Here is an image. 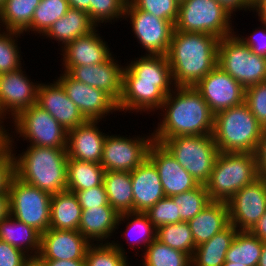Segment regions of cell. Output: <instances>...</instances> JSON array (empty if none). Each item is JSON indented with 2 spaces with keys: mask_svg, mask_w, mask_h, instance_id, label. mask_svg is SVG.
Here are the masks:
<instances>
[{
  "mask_svg": "<svg viewBox=\"0 0 266 266\" xmlns=\"http://www.w3.org/2000/svg\"><path fill=\"white\" fill-rule=\"evenodd\" d=\"M115 57L111 56L103 63L65 67L66 72L71 78L102 90L108 94L117 104L122 97L123 70L122 66Z\"/></svg>",
  "mask_w": 266,
  "mask_h": 266,
  "instance_id": "18",
  "label": "cell"
},
{
  "mask_svg": "<svg viewBox=\"0 0 266 266\" xmlns=\"http://www.w3.org/2000/svg\"><path fill=\"white\" fill-rule=\"evenodd\" d=\"M5 2H6V0H0V10L4 6Z\"/></svg>",
  "mask_w": 266,
  "mask_h": 266,
  "instance_id": "61",
  "label": "cell"
},
{
  "mask_svg": "<svg viewBox=\"0 0 266 266\" xmlns=\"http://www.w3.org/2000/svg\"><path fill=\"white\" fill-rule=\"evenodd\" d=\"M237 232L238 230L230 224L209 241L198 245L191 256V266H222Z\"/></svg>",
  "mask_w": 266,
  "mask_h": 266,
  "instance_id": "30",
  "label": "cell"
},
{
  "mask_svg": "<svg viewBox=\"0 0 266 266\" xmlns=\"http://www.w3.org/2000/svg\"><path fill=\"white\" fill-rule=\"evenodd\" d=\"M145 214L156 229L163 225L183 222L171 197L165 196L154 206L150 207Z\"/></svg>",
  "mask_w": 266,
  "mask_h": 266,
  "instance_id": "43",
  "label": "cell"
},
{
  "mask_svg": "<svg viewBox=\"0 0 266 266\" xmlns=\"http://www.w3.org/2000/svg\"><path fill=\"white\" fill-rule=\"evenodd\" d=\"M50 212V228L78 231L82 207L74 192L66 190L52 194Z\"/></svg>",
  "mask_w": 266,
  "mask_h": 266,
  "instance_id": "29",
  "label": "cell"
},
{
  "mask_svg": "<svg viewBox=\"0 0 266 266\" xmlns=\"http://www.w3.org/2000/svg\"><path fill=\"white\" fill-rule=\"evenodd\" d=\"M9 215V196L0 194V220Z\"/></svg>",
  "mask_w": 266,
  "mask_h": 266,
  "instance_id": "57",
  "label": "cell"
},
{
  "mask_svg": "<svg viewBox=\"0 0 266 266\" xmlns=\"http://www.w3.org/2000/svg\"><path fill=\"white\" fill-rule=\"evenodd\" d=\"M37 105L49 112L67 131L86 121L57 80L48 84L39 83Z\"/></svg>",
  "mask_w": 266,
  "mask_h": 266,
  "instance_id": "21",
  "label": "cell"
},
{
  "mask_svg": "<svg viewBox=\"0 0 266 266\" xmlns=\"http://www.w3.org/2000/svg\"><path fill=\"white\" fill-rule=\"evenodd\" d=\"M97 25L91 20L86 11L70 8L66 14L58 19L43 35L58 41L63 48L69 42L85 36L96 29Z\"/></svg>",
  "mask_w": 266,
  "mask_h": 266,
  "instance_id": "27",
  "label": "cell"
},
{
  "mask_svg": "<svg viewBox=\"0 0 266 266\" xmlns=\"http://www.w3.org/2000/svg\"><path fill=\"white\" fill-rule=\"evenodd\" d=\"M250 232L260 241L266 243V211Z\"/></svg>",
  "mask_w": 266,
  "mask_h": 266,
  "instance_id": "54",
  "label": "cell"
},
{
  "mask_svg": "<svg viewBox=\"0 0 266 266\" xmlns=\"http://www.w3.org/2000/svg\"><path fill=\"white\" fill-rule=\"evenodd\" d=\"M262 131L245 102L214 114L212 135L220 152L254 154Z\"/></svg>",
  "mask_w": 266,
  "mask_h": 266,
  "instance_id": "5",
  "label": "cell"
},
{
  "mask_svg": "<svg viewBox=\"0 0 266 266\" xmlns=\"http://www.w3.org/2000/svg\"><path fill=\"white\" fill-rule=\"evenodd\" d=\"M9 215L43 234L50 228L52 194L31 186L16 176L9 191Z\"/></svg>",
  "mask_w": 266,
  "mask_h": 266,
  "instance_id": "10",
  "label": "cell"
},
{
  "mask_svg": "<svg viewBox=\"0 0 266 266\" xmlns=\"http://www.w3.org/2000/svg\"><path fill=\"white\" fill-rule=\"evenodd\" d=\"M254 155L259 176L266 178V128H263L261 138Z\"/></svg>",
  "mask_w": 266,
  "mask_h": 266,
  "instance_id": "50",
  "label": "cell"
},
{
  "mask_svg": "<svg viewBox=\"0 0 266 266\" xmlns=\"http://www.w3.org/2000/svg\"><path fill=\"white\" fill-rule=\"evenodd\" d=\"M133 138L120 135H107L103 145L100 165L105 171L131 172L147 157L153 133Z\"/></svg>",
  "mask_w": 266,
  "mask_h": 266,
  "instance_id": "12",
  "label": "cell"
},
{
  "mask_svg": "<svg viewBox=\"0 0 266 266\" xmlns=\"http://www.w3.org/2000/svg\"><path fill=\"white\" fill-rule=\"evenodd\" d=\"M126 249L115 241L91 244L85 257V266H129Z\"/></svg>",
  "mask_w": 266,
  "mask_h": 266,
  "instance_id": "38",
  "label": "cell"
},
{
  "mask_svg": "<svg viewBox=\"0 0 266 266\" xmlns=\"http://www.w3.org/2000/svg\"><path fill=\"white\" fill-rule=\"evenodd\" d=\"M259 177L253 153L219 152L205 186L211 201L227 202Z\"/></svg>",
  "mask_w": 266,
  "mask_h": 266,
  "instance_id": "6",
  "label": "cell"
},
{
  "mask_svg": "<svg viewBox=\"0 0 266 266\" xmlns=\"http://www.w3.org/2000/svg\"><path fill=\"white\" fill-rule=\"evenodd\" d=\"M222 266H246L244 264H234V262L225 261Z\"/></svg>",
  "mask_w": 266,
  "mask_h": 266,
  "instance_id": "59",
  "label": "cell"
},
{
  "mask_svg": "<svg viewBox=\"0 0 266 266\" xmlns=\"http://www.w3.org/2000/svg\"><path fill=\"white\" fill-rule=\"evenodd\" d=\"M28 266H38V264L35 261H32Z\"/></svg>",
  "mask_w": 266,
  "mask_h": 266,
  "instance_id": "62",
  "label": "cell"
},
{
  "mask_svg": "<svg viewBox=\"0 0 266 266\" xmlns=\"http://www.w3.org/2000/svg\"><path fill=\"white\" fill-rule=\"evenodd\" d=\"M41 0H6L0 10V26L21 33L29 28L36 7Z\"/></svg>",
  "mask_w": 266,
  "mask_h": 266,
  "instance_id": "33",
  "label": "cell"
},
{
  "mask_svg": "<svg viewBox=\"0 0 266 266\" xmlns=\"http://www.w3.org/2000/svg\"><path fill=\"white\" fill-rule=\"evenodd\" d=\"M142 253V266H191V257L155 239Z\"/></svg>",
  "mask_w": 266,
  "mask_h": 266,
  "instance_id": "36",
  "label": "cell"
},
{
  "mask_svg": "<svg viewBox=\"0 0 266 266\" xmlns=\"http://www.w3.org/2000/svg\"><path fill=\"white\" fill-rule=\"evenodd\" d=\"M1 31L0 27V74H4L22 67V52L19 51L21 48L18 47L17 38L23 33L13 30Z\"/></svg>",
  "mask_w": 266,
  "mask_h": 266,
  "instance_id": "41",
  "label": "cell"
},
{
  "mask_svg": "<svg viewBox=\"0 0 266 266\" xmlns=\"http://www.w3.org/2000/svg\"><path fill=\"white\" fill-rule=\"evenodd\" d=\"M68 98L78 107L86 120H102L118 111L117 103L105 92L71 78L66 72L57 77Z\"/></svg>",
  "mask_w": 266,
  "mask_h": 266,
  "instance_id": "17",
  "label": "cell"
},
{
  "mask_svg": "<svg viewBox=\"0 0 266 266\" xmlns=\"http://www.w3.org/2000/svg\"><path fill=\"white\" fill-rule=\"evenodd\" d=\"M6 119L7 118L0 116V154H3L10 148L11 133H9L10 130H8V128L6 130L4 127L5 124L3 125L4 121H2Z\"/></svg>",
  "mask_w": 266,
  "mask_h": 266,
  "instance_id": "53",
  "label": "cell"
},
{
  "mask_svg": "<svg viewBox=\"0 0 266 266\" xmlns=\"http://www.w3.org/2000/svg\"><path fill=\"white\" fill-rule=\"evenodd\" d=\"M239 35L219 40L217 65L246 89L266 81V57L253 53Z\"/></svg>",
  "mask_w": 266,
  "mask_h": 266,
  "instance_id": "8",
  "label": "cell"
},
{
  "mask_svg": "<svg viewBox=\"0 0 266 266\" xmlns=\"http://www.w3.org/2000/svg\"><path fill=\"white\" fill-rule=\"evenodd\" d=\"M0 240L22 250L33 261L40 252L41 234L11 215L0 220Z\"/></svg>",
  "mask_w": 266,
  "mask_h": 266,
  "instance_id": "28",
  "label": "cell"
},
{
  "mask_svg": "<svg viewBox=\"0 0 266 266\" xmlns=\"http://www.w3.org/2000/svg\"><path fill=\"white\" fill-rule=\"evenodd\" d=\"M220 5H222L226 11L230 14L233 15L237 10H249L251 11L252 8L249 4L248 0H216Z\"/></svg>",
  "mask_w": 266,
  "mask_h": 266,
  "instance_id": "51",
  "label": "cell"
},
{
  "mask_svg": "<svg viewBox=\"0 0 266 266\" xmlns=\"http://www.w3.org/2000/svg\"><path fill=\"white\" fill-rule=\"evenodd\" d=\"M18 137L29 146L66 148L68 131L46 110L37 104L22 111L13 121Z\"/></svg>",
  "mask_w": 266,
  "mask_h": 266,
  "instance_id": "11",
  "label": "cell"
},
{
  "mask_svg": "<svg viewBox=\"0 0 266 266\" xmlns=\"http://www.w3.org/2000/svg\"><path fill=\"white\" fill-rule=\"evenodd\" d=\"M97 29L69 42L61 49L63 68L99 64L112 56L107 42L103 41Z\"/></svg>",
  "mask_w": 266,
  "mask_h": 266,
  "instance_id": "23",
  "label": "cell"
},
{
  "mask_svg": "<svg viewBox=\"0 0 266 266\" xmlns=\"http://www.w3.org/2000/svg\"><path fill=\"white\" fill-rule=\"evenodd\" d=\"M125 219L130 221L126 223V230L124 231V233H126L125 239L127 240L129 246H131L130 248L137 249L136 247L138 246V249L140 250V248L144 246L145 251L146 247L156 239L157 229L145 213L130 212L119 215L117 230L119 228L118 226L122 224Z\"/></svg>",
  "mask_w": 266,
  "mask_h": 266,
  "instance_id": "34",
  "label": "cell"
},
{
  "mask_svg": "<svg viewBox=\"0 0 266 266\" xmlns=\"http://www.w3.org/2000/svg\"><path fill=\"white\" fill-rule=\"evenodd\" d=\"M156 239L173 249L192 256L196 246L188 222L160 226Z\"/></svg>",
  "mask_w": 266,
  "mask_h": 266,
  "instance_id": "39",
  "label": "cell"
},
{
  "mask_svg": "<svg viewBox=\"0 0 266 266\" xmlns=\"http://www.w3.org/2000/svg\"><path fill=\"white\" fill-rule=\"evenodd\" d=\"M91 243L77 230L49 228L41 234L40 252L36 259H85Z\"/></svg>",
  "mask_w": 266,
  "mask_h": 266,
  "instance_id": "20",
  "label": "cell"
},
{
  "mask_svg": "<svg viewBox=\"0 0 266 266\" xmlns=\"http://www.w3.org/2000/svg\"><path fill=\"white\" fill-rule=\"evenodd\" d=\"M244 102L258 123L266 128V81L247 87Z\"/></svg>",
  "mask_w": 266,
  "mask_h": 266,
  "instance_id": "45",
  "label": "cell"
},
{
  "mask_svg": "<svg viewBox=\"0 0 266 266\" xmlns=\"http://www.w3.org/2000/svg\"><path fill=\"white\" fill-rule=\"evenodd\" d=\"M230 224L250 231L266 211V178L244 186L227 201Z\"/></svg>",
  "mask_w": 266,
  "mask_h": 266,
  "instance_id": "14",
  "label": "cell"
},
{
  "mask_svg": "<svg viewBox=\"0 0 266 266\" xmlns=\"http://www.w3.org/2000/svg\"><path fill=\"white\" fill-rule=\"evenodd\" d=\"M123 18H130L132 33L147 51L146 55L167 54L174 31L172 22L137 9L129 0Z\"/></svg>",
  "mask_w": 266,
  "mask_h": 266,
  "instance_id": "13",
  "label": "cell"
},
{
  "mask_svg": "<svg viewBox=\"0 0 266 266\" xmlns=\"http://www.w3.org/2000/svg\"><path fill=\"white\" fill-rule=\"evenodd\" d=\"M70 9L67 0H41L36 7L33 18L26 33L34 31L43 36L49 28Z\"/></svg>",
  "mask_w": 266,
  "mask_h": 266,
  "instance_id": "37",
  "label": "cell"
},
{
  "mask_svg": "<svg viewBox=\"0 0 266 266\" xmlns=\"http://www.w3.org/2000/svg\"><path fill=\"white\" fill-rule=\"evenodd\" d=\"M179 4L181 3V2H184L185 0H176Z\"/></svg>",
  "mask_w": 266,
  "mask_h": 266,
  "instance_id": "63",
  "label": "cell"
},
{
  "mask_svg": "<svg viewBox=\"0 0 266 266\" xmlns=\"http://www.w3.org/2000/svg\"><path fill=\"white\" fill-rule=\"evenodd\" d=\"M166 55H143L123 70L122 97L118 112H155L174 89ZM150 112V113H149Z\"/></svg>",
  "mask_w": 266,
  "mask_h": 266,
  "instance_id": "1",
  "label": "cell"
},
{
  "mask_svg": "<svg viewBox=\"0 0 266 266\" xmlns=\"http://www.w3.org/2000/svg\"><path fill=\"white\" fill-rule=\"evenodd\" d=\"M130 174L133 191V212L145 213L165 197L158 170L148 157Z\"/></svg>",
  "mask_w": 266,
  "mask_h": 266,
  "instance_id": "24",
  "label": "cell"
},
{
  "mask_svg": "<svg viewBox=\"0 0 266 266\" xmlns=\"http://www.w3.org/2000/svg\"><path fill=\"white\" fill-rule=\"evenodd\" d=\"M70 8L86 11L90 16V0H67Z\"/></svg>",
  "mask_w": 266,
  "mask_h": 266,
  "instance_id": "55",
  "label": "cell"
},
{
  "mask_svg": "<svg viewBox=\"0 0 266 266\" xmlns=\"http://www.w3.org/2000/svg\"><path fill=\"white\" fill-rule=\"evenodd\" d=\"M219 40L207 33L173 31L166 56L174 86L194 87L218 64Z\"/></svg>",
  "mask_w": 266,
  "mask_h": 266,
  "instance_id": "3",
  "label": "cell"
},
{
  "mask_svg": "<svg viewBox=\"0 0 266 266\" xmlns=\"http://www.w3.org/2000/svg\"><path fill=\"white\" fill-rule=\"evenodd\" d=\"M24 73L26 72L21 67L18 70L0 74V116L9 119L12 115L13 120L22 111L37 104L39 83L32 82Z\"/></svg>",
  "mask_w": 266,
  "mask_h": 266,
  "instance_id": "16",
  "label": "cell"
},
{
  "mask_svg": "<svg viewBox=\"0 0 266 266\" xmlns=\"http://www.w3.org/2000/svg\"><path fill=\"white\" fill-rule=\"evenodd\" d=\"M16 155L15 176L23 182L50 194L67 190L66 148L29 146Z\"/></svg>",
  "mask_w": 266,
  "mask_h": 266,
  "instance_id": "4",
  "label": "cell"
},
{
  "mask_svg": "<svg viewBox=\"0 0 266 266\" xmlns=\"http://www.w3.org/2000/svg\"><path fill=\"white\" fill-rule=\"evenodd\" d=\"M162 119L153 132L154 142L177 136L212 135L214 113L192 86H174L162 103Z\"/></svg>",
  "mask_w": 266,
  "mask_h": 266,
  "instance_id": "2",
  "label": "cell"
},
{
  "mask_svg": "<svg viewBox=\"0 0 266 266\" xmlns=\"http://www.w3.org/2000/svg\"><path fill=\"white\" fill-rule=\"evenodd\" d=\"M257 266H266V243H263L261 256Z\"/></svg>",
  "mask_w": 266,
  "mask_h": 266,
  "instance_id": "58",
  "label": "cell"
},
{
  "mask_svg": "<svg viewBox=\"0 0 266 266\" xmlns=\"http://www.w3.org/2000/svg\"><path fill=\"white\" fill-rule=\"evenodd\" d=\"M231 18L216 0H185L179 4L174 30L207 33L221 39L235 33Z\"/></svg>",
  "mask_w": 266,
  "mask_h": 266,
  "instance_id": "9",
  "label": "cell"
},
{
  "mask_svg": "<svg viewBox=\"0 0 266 266\" xmlns=\"http://www.w3.org/2000/svg\"><path fill=\"white\" fill-rule=\"evenodd\" d=\"M32 261L22 250L0 240V266H28Z\"/></svg>",
  "mask_w": 266,
  "mask_h": 266,
  "instance_id": "48",
  "label": "cell"
},
{
  "mask_svg": "<svg viewBox=\"0 0 266 266\" xmlns=\"http://www.w3.org/2000/svg\"><path fill=\"white\" fill-rule=\"evenodd\" d=\"M119 213L112 206H100L90 209L82 210L81 221L78 231L91 244L110 243L109 238L115 229H117V222Z\"/></svg>",
  "mask_w": 266,
  "mask_h": 266,
  "instance_id": "25",
  "label": "cell"
},
{
  "mask_svg": "<svg viewBox=\"0 0 266 266\" xmlns=\"http://www.w3.org/2000/svg\"><path fill=\"white\" fill-rule=\"evenodd\" d=\"M99 122L86 120L68 131L66 150L69 158L100 164L107 134L99 130Z\"/></svg>",
  "mask_w": 266,
  "mask_h": 266,
  "instance_id": "22",
  "label": "cell"
},
{
  "mask_svg": "<svg viewBox=\"0 0 266 266\" xmlns=\"http://www.w3.org/2000/svg\"><path fill=\"white\" fill-rule=\"evenodd\" d=\"M148 158L158 170L166 197L181 194L199 185L162 144L153 142L148 151Z\"/></svg>",
  "mask_w": 266,
  "mask_h": 266,
  "instance_id": "19",
  "label": "cell"
},
{
  "mask_svg": "<svg viewBox=\"0 0 266 266\" xmlns=\"http://www.w3.org/2000/svg\"><path fill=\"white\" fill-rule=\"evenodd\" d=\"M188 224L196 247L209 241L230 225L227 202L211 201Z\"/></svg>",
  "mask_w": 266,
  "mask_h": 266,
  "instance_id": "26",
  "label": "cell"
},
{
  "mask_svg": "<svg viewBox=\"0 0 266 266\" xmlns=\"http://www.w3.org/2000/svg\"><path fill=\"white\" fill-rule=\"evenodd\" d=\"M104 172L105 170L100 164L68 157L67 190L75 192L101 185Z\"/></svg>",
  "mask_w": 266,
  "mask_h": 266,
  "instance_id": "32",
  "label": "cell"
},
{
  "mask_svg": "<svg viewBox=\"0 0 266 266\" xmlns=\"http://www.w3.org/2000/svg\"><path fill=\"white\" fill-rule=\"evenodd\" d=\"M109 204L119 213L133 212L130 172L105 171L103 177Z\"/></svg>",
  "mask_w": 266,
  "mask_h": 266,
  "instance_id": "31",
  "label": "cell"
},
{
  "mask_svg": "<svg viewBox=\"0 0 266 266\" xmlns=\"http://www.w3.org/2000/svg\"><path fill=\"white\" fill-rule=\"evenodd\" d=\"M78 198L82 210L100 206H111L108 202L105 186L102 183L90 189L74 192Z\"/></svg>",
  "mask_w": 266,
  "mask_h": 266,
  "instance_id": "47",
  "label": "cell"
},
{
  "mask_svg": "<svg viewBox=\"0 0 266 266\" xmlns=\"http://www.w3.org/2000/svg\"><path fill=\"white\" fill-rule=\"evenodd\" d=\"M161 144L198 184L205 185L208 182L220 152L213 135L177 136Z\"/></svg>",
  "mask_w": 266,
  "mask_h": 266,
  "instance_id": "7",
  "label": "cell"
},
{
  "mask_svg": "<svg viewBox=\"0 0 266 266\" xmlns=\"http://www.w3.org/2000/svg\"><path fill=\"white\" fill-rule=\"evenodd\" d=\"M183 222L193 219L201 210L211 203L206 186L199 184L196 188L171 196Z\"/></svg>",
  "mask_w": 266,
  "mask_h": 266,
  "instance_id": "40",
  "label": "cell"
},
{
  "mask_svg": "<svg viewBox=\"0 0 266 266\" xmlns=\"http://www.w3.org/2000/svg\"><path fill=\"white\" fill-rule=\"evenodd\" d=\"M137 9L175 24L179 11L176 0H129Z\"/></svg>",
  "mask_w": 266,
  "mask_h": 266,
  "instance_id": "44",
  "label": "cell"
},
{
  "mask_svg": "<svg viewBox=\"0 0 266 266\" xmlns=\"http://www.w3.org/2000/svg\"><path fill=\"white\" fill-rule=\"evenodd\" d=\"M194 87L214 114L244 102L245 88L218 65Z\"/></svg>",
  "mask_w": 266,
  "mask_h": 266,
  "instance_id": "15",
  "label": "cell"
},
{
  "mask_svg": "<svg viewBox=\"0 0 266 266\" xmlns=\"http://www.w3.org/2000/svg\"><path fill=\"white\" fill-rule=\"evenodd\" d=\"M128 0H90V18L98 26L124 16Z\"/></svg>",
  "mask_w": 266,
  "mask_h": 266,
  "instance_id": "42",
  "label": "cell"
},
{
  "mask_svg": "<svg viewBox=\"0 0 266 266\" xmlns=\"http://www.w3.org/2000/svg\"><path fill=\"white\" fill-rule=\"evenodd\" d=\"M260 23L259 30L256 28L255 31H252V34L250 33V36L245 38L240 35L239 39L250 47L253 53L266 57V23Z\"/></svg>",
  "mask_w": 266,
  "mask_h": 266,
  "instance_id": "49",
  "label": "cell"
},
{
  "mask_svg": "<svg viewBox=\"0 0 266 266\" xmlns=\"http://www.w3.org/2000/svg\"><path fill=\"white\" fill-rule=\"evenodd\" d=\"M11 135L10 148L0 154V194H8L11 180L15 176V159H14V139Z\"/></svg>",
  "mask_w": 266,
  "mask_h": 266,
  "instance_id": "46",
  "label": "cell"
},
{
  "mask_svg": "<svg viewBox=\"0 0 266 266\" xmlns=\"http://www.w3.org/2000/svg\"><path fill=\"white\" fill-rule=\"evenodd\" d=\"M263 243L250 231H238L226 253L225 261L257 266Z\"/></svg>",
  "mask_w": 266,
  "mask_h": 266,
  "instance_id": "35",
  "label": "cell"
},
{
  "mask_svg": "<svg viewBox=\"0 0 266 266\" xmlns=\"http://www.w3.org/2000/svg\"><path fill=\"white\" fill-rule=\"evenodd\" d=\"M252 12H256L259 22L266 23V0H260L253 8Z\"/></svg>",
  "mask_w": 266,
  "mask_h": 266,
  "instance_id": "56",
  "label": "cell"
},
{
  "mask_svg": "<svg viewBox=\"0 0 266 266\" xmlns=\"http://www.w3.org/2000/svg\"><path fill=\"white\" fill-rule=\"evenodd\" d=\"M251 8H253L260 0H248Z\"/></svg>",
  "mask_w": 266,
  "mask_h": 266,
  "instance_id": "60",
  "label": "cell"
},
{
  "mask_svg": "<svg viewBox=\"0 0 266 266\" xmlns=\"http://www.w3.org/2000/svg\"><path fill=\"white\" fill-rule=\"evenodd\" d=\"M38 266H85V259L78 260H54V259H35Z\"/></svg>",
  "mask_w": 266,
  "mask_h": 266,
  "instance_id": "52",
  "label": "cell"
}]
</instances>
